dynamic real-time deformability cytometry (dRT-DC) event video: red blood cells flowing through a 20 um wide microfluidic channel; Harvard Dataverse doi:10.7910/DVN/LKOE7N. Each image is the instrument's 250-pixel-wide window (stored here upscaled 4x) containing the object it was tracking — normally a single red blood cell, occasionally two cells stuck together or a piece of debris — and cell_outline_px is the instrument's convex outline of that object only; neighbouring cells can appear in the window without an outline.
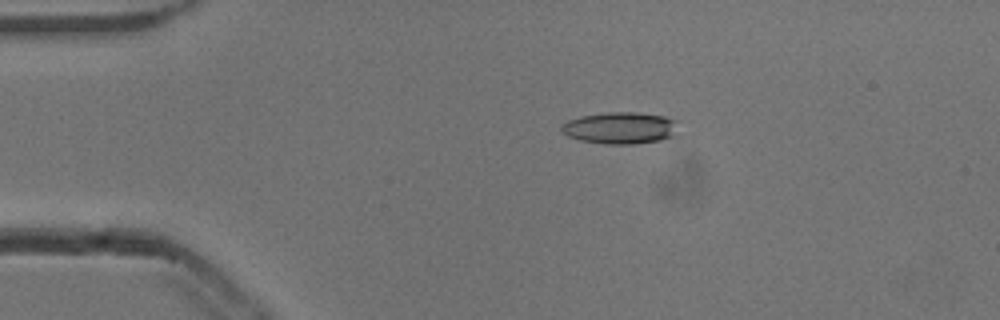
{"species": "common noctule bat (a hibernating species)", "species_latin": "Nyctalus noctula", "temperature_condition": "cold", "stored_images_in_passage": 37, "camera_frame_rate_fps": 3000, "um_per_image_px": 0.085, "animal": {"sex": "male", "body_mass_g": 13.3}, "frame": {"image": 1, "passage_image": 1, "time_ms": 0.0, "image_size_px": [1000, 320], "cell_outline_px": [[680, 136], [660, 140], [636, 144], [604, 144], [580, 140], [568, 136], [560, 128], [560, 124], [568, 120], [580, 116], [604, 112], [636, 112], [664, 116], [680, 120]], "centroid_in_image_um": [52.84, 10.87], "position_along_channel_um": 32.2, "area_um2": 22.43}}
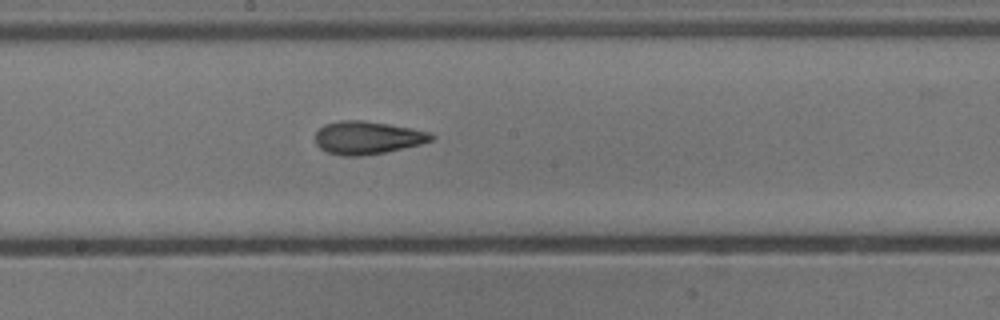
{"frame": {"image": 2, "passage_image": 19, "time_ms": 6.0, "image_size_px": [1000, 320], "cell_outline_px": [[436, 136], [432, 140], [420, 144], [384, 152], [360, 156], [344, 156], [328, 152], [320, 148], [316, 144], [316, 132], [324, 124], [340, 120], [364, 120], [412, 128], [432, 132]], "centroid_in_image_um": [31.24, 11.69], "position_along_channel_um": 217.0, "area_um2": 22.25}}
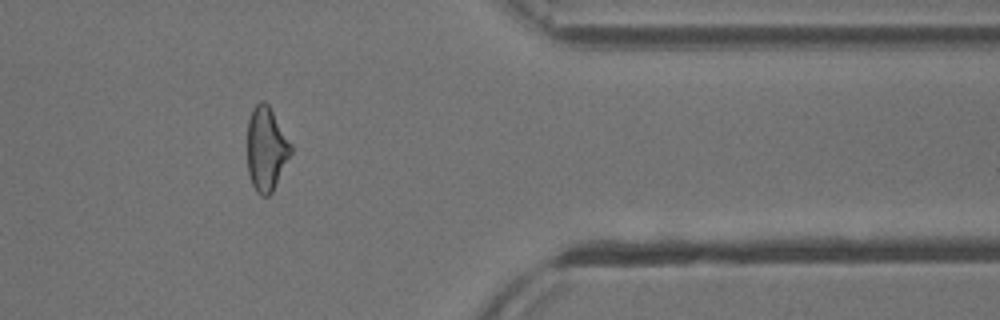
{"frame": {"image": 3, "passage_image": 34, "time_ms": 11.0, "image_size_px": [1000, 320], "cell_outline_px": [[292, 152], [272, 192], [268, 196], [260, 196], [256, 192], [252, 184], [248, 172], [248, 120], [252, 108], [260, 100], [264, 100], [268, 104], [292, 144]], "centroid_in_image_um": [22.63, 12.65], "position_along_channel_um": 388.8, "area_um2": 21.33}}